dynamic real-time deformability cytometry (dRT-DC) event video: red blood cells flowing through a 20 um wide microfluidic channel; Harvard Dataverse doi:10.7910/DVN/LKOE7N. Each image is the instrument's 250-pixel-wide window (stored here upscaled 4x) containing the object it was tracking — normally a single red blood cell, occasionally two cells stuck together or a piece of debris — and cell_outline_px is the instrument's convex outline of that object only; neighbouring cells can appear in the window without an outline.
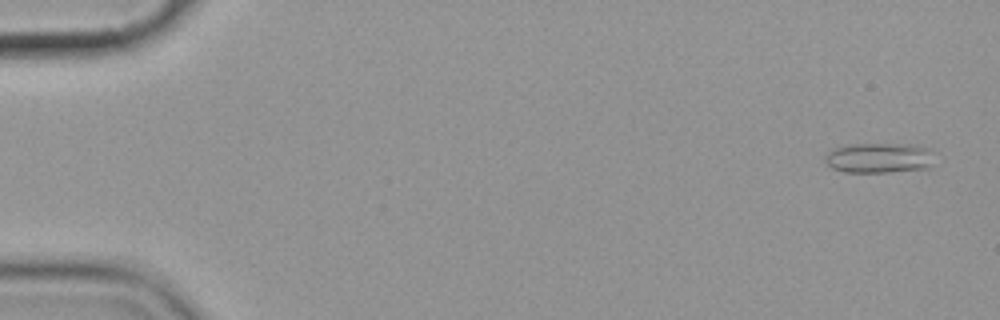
{"species": "common noctule bat (a hibernating species)", "species_latin": "Nyctalus noctula", "temperature_condition": "cold", "stored_images_in_passage": 6, "camera_frame_rate_fps": 3000, "um_per_image_px": 0.085, "animal": {"sex": "female", "body_mass_g": 19.9}, "frame": {"image": 1, "passage_image": 1, "time_ms": 0.0, "image_size_px": [1000, 320], "cell_outline_px": [[928, 168], [888, 172], [844, 172], [832, 168], [824, 160], [828, 152], [832, 148], [852, 144], [912, 144], [924, 148]], "centroid_in_image_um": [74.53, 13.42], "position_along_channel_um": 10.5, "area_um2": 18.44}}